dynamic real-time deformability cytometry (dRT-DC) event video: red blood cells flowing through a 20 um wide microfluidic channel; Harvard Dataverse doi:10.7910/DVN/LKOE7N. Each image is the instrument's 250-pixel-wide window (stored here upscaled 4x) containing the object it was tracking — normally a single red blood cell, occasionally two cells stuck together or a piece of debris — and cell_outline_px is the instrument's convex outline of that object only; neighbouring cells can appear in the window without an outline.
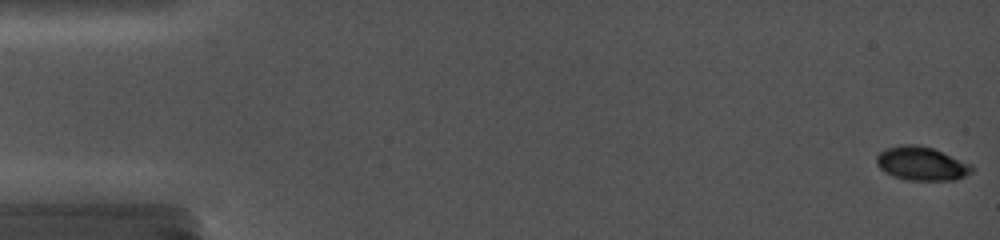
{"species": "common noctule bat (a hibernating species)", "species_latin": "Nyctalus noctula", "temperature_condition": "cold", "stored_images_in_passage": 43, "camera_frame_rate_fps": 5000, "um_per_image_px": 0.085, "animal": {"sex": "female", "body_mass_g": 19.0, "forearm_length_mm": 56.7}, "frame": {"image": 1, "passage_image": 1, "time_ms": 0.0, "image_size_px": [1000, 240], "cell_outline_px": [[976, 168], [972, 172], [956, 180], [908, 180], [892, 176], [884, 172], [876, 164], [876, 156], [880, 152], [888, 148], [904, 144], [916, 144], [932, 148], [972, 164]], "centroid_in_image_um": [78.35, 13.91], "position_along_channel_um": 6.7, "area_um2": 18.79}}
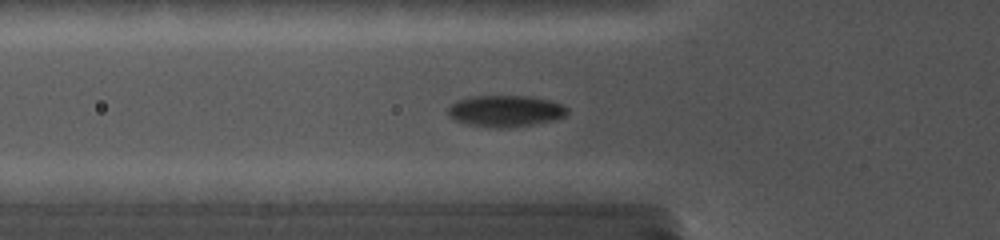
{"frame": {"image": 2, "passage_image": 16, "time_ms": 6.0, "image_size_px": [1000, 240], "cell_outline_px": [[568, 112], [564, 116], [552, 120], [532, 124], [504, 128], [496, 128], [472, 124], [456, 120], [448, 116], [448, 108], [456, 100], [472, 96], [532, 96], [552, 100], [568, 108]], "centroid_in_image_um": [42.97, 9.42], "position_along_channel_um": 82.8, "area_um2": 21.68}}
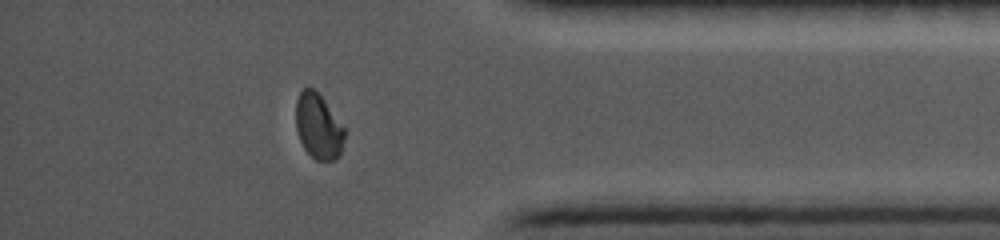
{"frame": {"image": 3, "passage_image": 39, "time_ms": 14.8, "image_size_px": [1000, 240], "cell_outline_px": [[344, 136], [340, 156], [336, 160], [316, 160], [304, 148], [300, 140], [296, 128], [296, 100], [300, 92], [304, 88], [312, 88], [324, 100], [344, 128]], "centroid_in_image_um": [27.05, 10.76], "position_along_channel_um": 408.1, "area_um2": 18.21}, "authors_computed_cell_mechanics": {"area_um2": 19.8832, "velocity_mm_per_s": 3.7793, "shape_relaxation_time_tau1_ms": 3.9041, "shape_relaxation_time_tau2_ms": null, "deformation_change_tau1": 0.1213, "deformation_change_tau2": null}}